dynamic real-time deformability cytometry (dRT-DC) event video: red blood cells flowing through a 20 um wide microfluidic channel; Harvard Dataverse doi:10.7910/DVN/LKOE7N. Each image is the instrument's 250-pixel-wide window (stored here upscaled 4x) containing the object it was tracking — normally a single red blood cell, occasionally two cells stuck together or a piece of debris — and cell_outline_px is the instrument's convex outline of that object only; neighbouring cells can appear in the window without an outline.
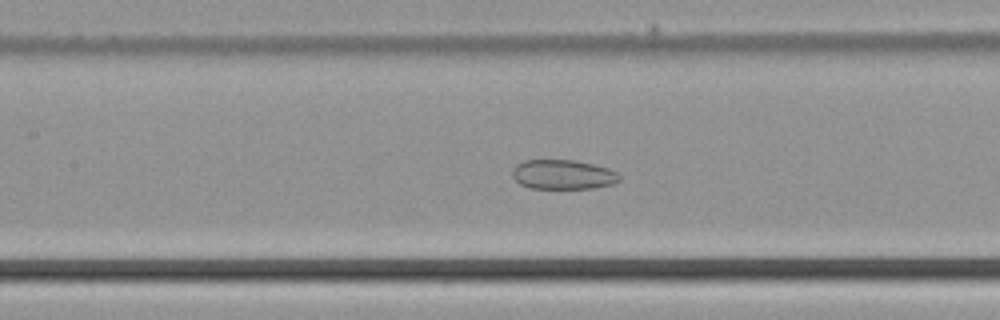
{"species": "common noctule bat (a hibernating species)", "species_latin": "Nyctalus noctula", "temperature_condition": "cold", "stored_images_in_passage": 25, "camera_frame_rate_fps": 3000, "um_per_image_px": 0.085, "animal": {"sex": "male", "body_mass_g": 21.5, "forearm_length_mm": 52.0}, "frame": {"image": 1, "passage_image": 8, "time_ms": 2.333, "image_size_px": [1000, 320], "cell_outline_px": [[620, 180], [612, 184], [592, 188], [528, 188], [520, 184], [512, 176], [512, 168], [516, 164], [524, 160], [572, 160], [592, 164], [608, 168], [616, 172], [620, 176]], "centroid_in_image_um": [47.82, 14.83], "position_along_channel_um": 159.6, "area_um2": 18.38}}
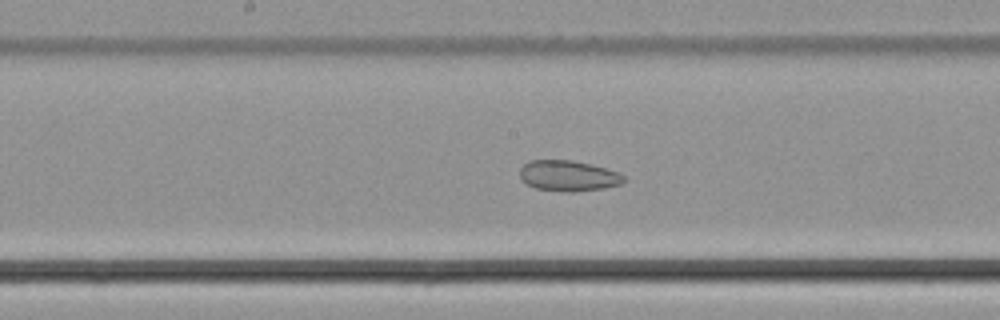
{"frame": {"image": 2, "passage_image": 11, "time_ms": 3.333, "image_size_px": [1000, 320], "cell_outline_px": [[628, 180], [620, 184], [604, 188], [572, 192], [568, 192], [536, 188], [520, 180], [520, 168], [524, 164], [532, 160], [572, 160], [604, 168], [616, 172], [624, 176]], "centroid_in_image_um": [48.29, 14.95], "position_along_channel_um": 199.9, "area_um2": 18.44}}
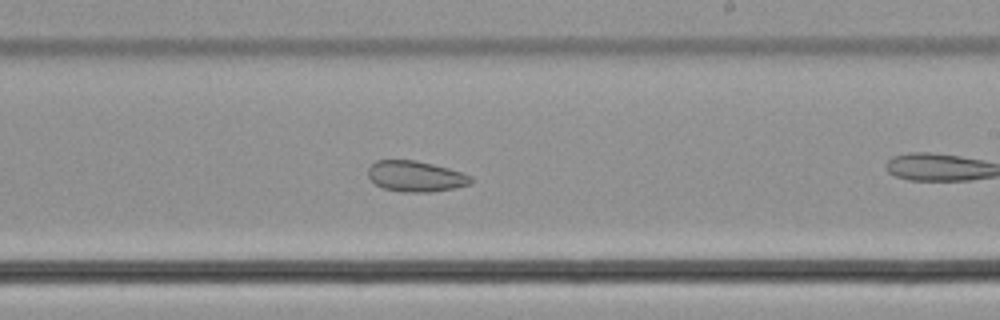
{"frame": {"image": 3, "passage_image": 15, "time_ms": 4.667, "image_size_px": [1000, 320], "cell_outline_px": [[472, 184], [456, 188], [432, 192], [400, 192], [384, 188], [376, 184], [368, 176], [368, 168], [376, 160], [416, 160], [448, 168], [472, 176]], "centroid_in_image_um": [35.35, 14.99], "position_along_channel_um": 253.7, "area_um2": 18.5}}